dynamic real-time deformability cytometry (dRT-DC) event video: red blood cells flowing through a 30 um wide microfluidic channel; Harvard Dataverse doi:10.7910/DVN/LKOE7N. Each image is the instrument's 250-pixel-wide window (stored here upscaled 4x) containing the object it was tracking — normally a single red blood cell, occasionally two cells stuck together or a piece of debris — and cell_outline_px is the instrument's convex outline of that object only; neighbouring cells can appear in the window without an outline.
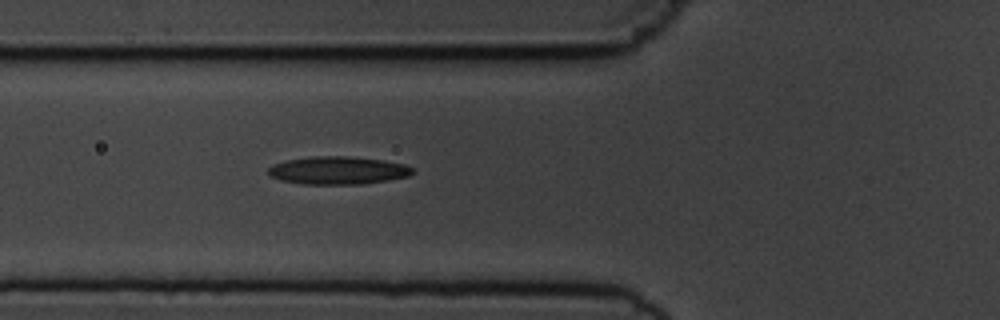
{"species": "common noctule bat (a hibernating species)", "species_latin": "Nyctalus noctula", "temperature_condition": "cold", "stored_images_in_passage": 2, "camera_frame_rate_fps": 3000, "um_per_image_px": 0.085, "animal": {"sex": "male", "body_mass_g": 19.5, "forearm_length_mm": 54.6}, "frame": {"image": 1, "passage_image": 2, "time_ms": 1.0, "image_size_px": [1000, 320], "cell_outline_px": [[416, 172], [408, 176], [388, 180], [364, 184], [300, 184], [280, 180], [272, 176], [268, 172], [268, 168], [272, 164], [288, 160], [312, 156], [348, 156], [384, 160], [404, 164], [412, 168]], "centroid_in_image_um": [28.74, 14.48], "position_along_channel_um": 97.1, "area_um2": 23.52}}